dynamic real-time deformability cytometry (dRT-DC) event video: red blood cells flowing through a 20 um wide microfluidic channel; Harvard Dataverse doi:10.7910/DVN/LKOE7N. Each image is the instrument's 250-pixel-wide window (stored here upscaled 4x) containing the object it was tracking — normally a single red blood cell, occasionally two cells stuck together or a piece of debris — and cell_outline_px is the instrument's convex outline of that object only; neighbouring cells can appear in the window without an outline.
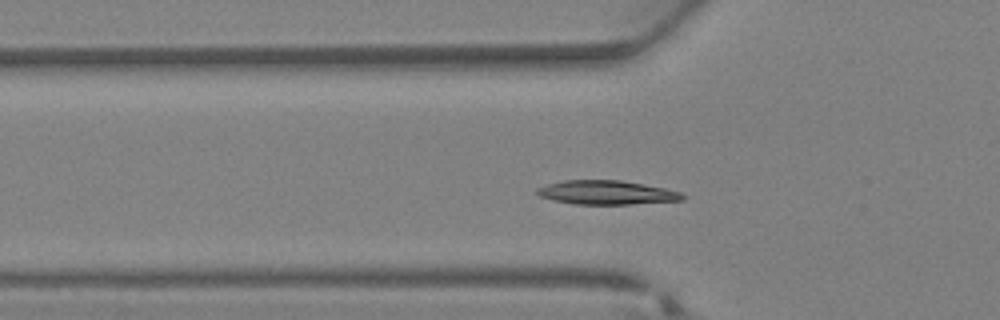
{"species": "Egyptian fruit bat (a non-hibernating species)", "species_latin": "Rousettus aegyptiacus", "temperature_condition": "warm", "stored_images_in_passage": 25, "camera_frame_rate_fps": 3000, "um_per_image_px": 0.085, "animal": {"sex": "female"}, "frame": {"image": 1, "passage_image": 8, "time_ms": 2.333, "image_size_px": [1000, 320], "cell_outline_px": [[684, 200], [632, 204], [576, 204], [552, 200], [540, 196], [536, 192], [536, 188], [548, 184], [564, 180], [620, 180], [664, 188], [680, 192], [684, 196]], "centroid_in_image_um": [51.54, 16.36], "position_along_channel_um": 74.3, "area_um2": 20.17}}
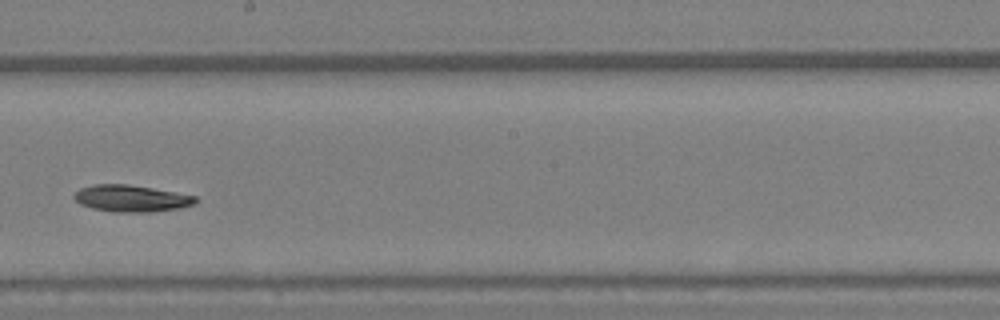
{"frame": {"image": 2, "passage_image": 17, "time_ms": 5.333, "image_size_px": [1000, 320], "cell_outline_px": [[196, 200], [192, 204], [180, 208], [152, 212], [112, 212], [92, 208], [80, 204], [72, 196], [80, 188], [92, 184], [128, 184], [176, 192], [196, 196]], "centroid_in_image_um": [11.12, 16.86], "position_along_channel_um": 237.1, "area_um2": 18.9}}
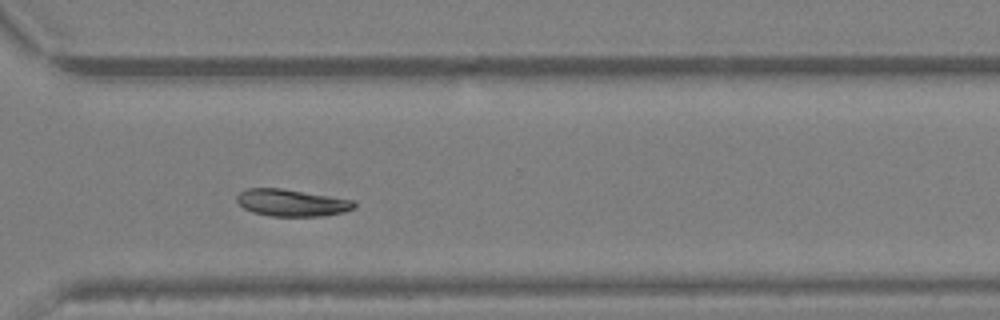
{"frame": {"image": 3, "passage_image": 23, "time_ms": 7.333, "image_size_px": [1000, 320], "cell_outline_px": [[356, 204], [352, 208], [344, 212], [320, 216], [268, 216], [252, 212], [244, 208], [236, 200], [236, 196], [240, 192], [248, 188], [280, 188], [352, 200]], "centroid_in_image_um": [24.73, 17.24], "position_along_channel_um": 345.9, "area_um2": 18.21}}